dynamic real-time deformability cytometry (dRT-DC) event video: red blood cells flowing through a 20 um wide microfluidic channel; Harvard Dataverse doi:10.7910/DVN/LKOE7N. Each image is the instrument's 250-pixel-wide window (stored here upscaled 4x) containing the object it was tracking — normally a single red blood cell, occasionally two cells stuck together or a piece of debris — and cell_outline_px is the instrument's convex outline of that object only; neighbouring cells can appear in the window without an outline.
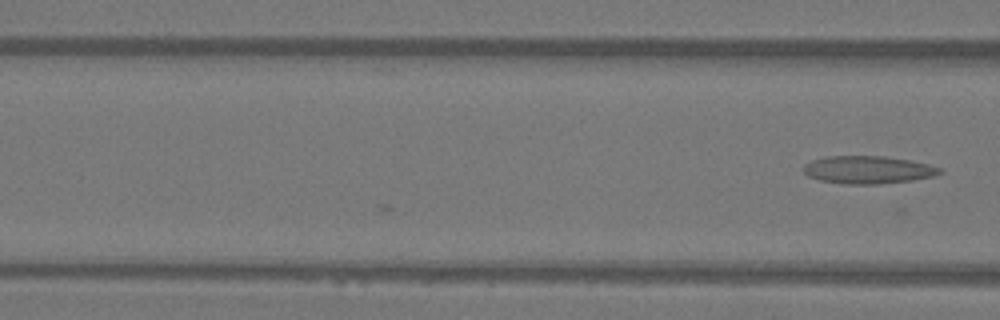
{"species": "Egyptian fruit bat (a non-hibernating species)", "species_latin": "Rousettus aegyptiacus", "temperature_condition": "warm", "stored_images_in_passage": 3, "camera_frame_rate_fps": 3000, "um_per_image_px": 0.085, "animal": {"sex": "female"}, "frame": {"image": 1, "passage_image": 3, "time_ms": 0.667, "image_size_px": [1000, 320], "cell_outline_px": [[944, 172], [932, 176], [912, 180], [876, 184], [844, 184], [820, 180], [808, 176], [804, 172], [804, 164], [812, 160], [824, 156], [884, 156], [908, 160], [928, 164], [944, 168]], "centroid_in_image_um": [73.78, 14.43], "position_along_channel_um": 92.8, "area_um2": 22.02}}